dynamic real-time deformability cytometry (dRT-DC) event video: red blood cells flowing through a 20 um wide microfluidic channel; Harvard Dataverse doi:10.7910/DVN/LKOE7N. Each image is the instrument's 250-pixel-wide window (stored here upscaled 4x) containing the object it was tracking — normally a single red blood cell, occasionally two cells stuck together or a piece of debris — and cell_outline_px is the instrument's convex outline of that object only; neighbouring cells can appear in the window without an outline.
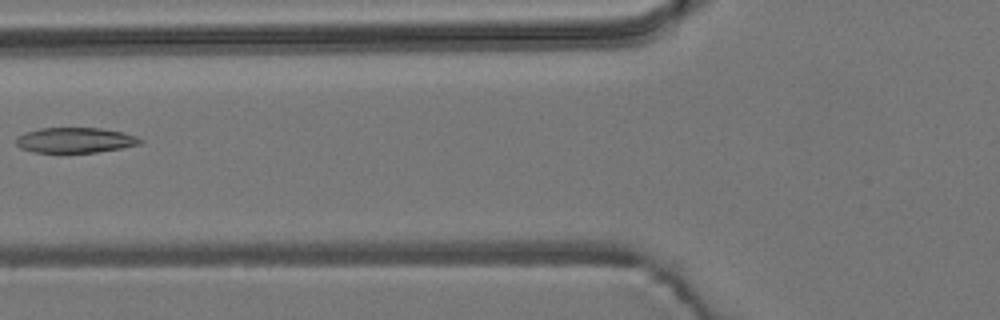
{"species": "common noctule bat (a hibernating species)", "species_latin": "Nyctalus noctula", "temperature_condition": "room temperature", "stored_images_in_passage": 6, "camera_frame_rate_fps": 3000, "um_per_image_px": 0.085, "animal": {"sex": "male", "body_mass_g": 19.2, "forearm_length_mm": 51.8}, "frame": {"image": 1, "passage_image": 5, "time_ms": 5.0, "image_size_px": [1000, 320], "cell_outline_px": [[144, 140], [140, 144], [120, 148], [96, 152], [32, 152], [20, 148], [16, 144], [16, 136], [24, 132], [40, 128], [100, 128], [124, 132], [136, 136]], "centroid_in_image_um": [6.36, 11.91], "position_along_channel_um": 119.4, "area_um2": 18.32}}
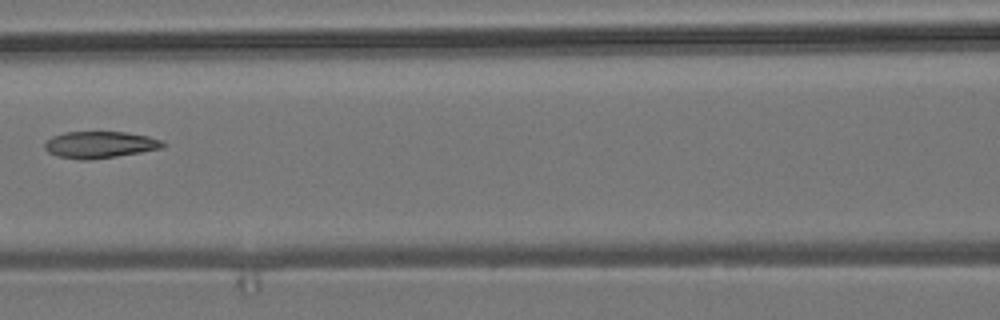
{"frame": {"image": 2, "passage_image": 6, "time_ms": 6.0, "image_size_px": [1000, 320], "cell_outline_px": [[168, 144], [160, 148], [140, 152], [92, 160], [80, 160], [56, 156], [48, 152], [44, 148], [44, 144], [52, 136], [64, 132], [124, 132], [148, 136], [164, 140]], "centroid_in_image_um": [8.48, 12.3], "position_along_channel_um": 158.1, "area_um2": 18.5}}